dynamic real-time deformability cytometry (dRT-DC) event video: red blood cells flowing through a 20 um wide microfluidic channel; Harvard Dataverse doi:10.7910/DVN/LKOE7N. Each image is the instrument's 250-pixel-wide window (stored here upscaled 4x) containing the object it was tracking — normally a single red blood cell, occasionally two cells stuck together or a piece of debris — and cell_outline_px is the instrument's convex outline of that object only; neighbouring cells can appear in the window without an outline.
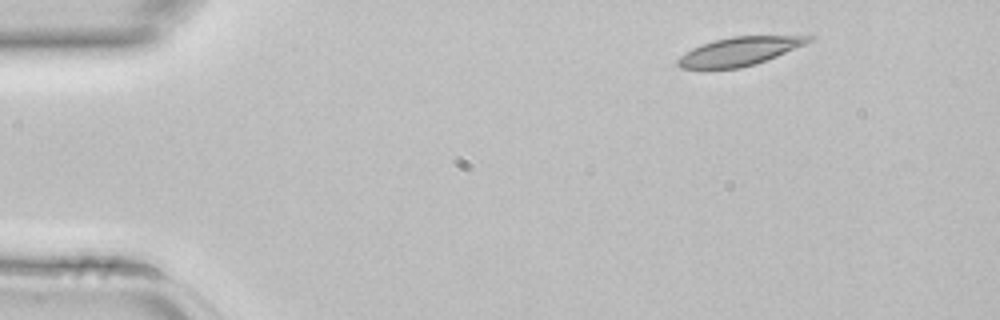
{"species": "common noctule bat (a hibernating species)", "species_latin": "Nyctalus noctula", "temperature_condition": "room temperature", "stored_images_in_passage": 3, "camera_frame_rate_fps": 3000, "um_per_image_px": 0.085, "animal": {"sex": "female", "body_mass_g": 22.7, "forearm_length_mm": 54.2}, "frame": {"image": 1, "passage_image": 1, "time_ms": 0.0, "image_size_px": [1000, 320], "cell_outline_px": [[812, 40], [804, 44], [776, 56], [756, 64], [740, 68], [680, 68], [676, 64], [676, 60], [680, 56], [692, 48], [716, 40], [732, 36], [812, 36]], "centroid_in_image_um": [62.81, 4.37], "position_along_channel_um": 22.2, "area_um2": 21.21}}
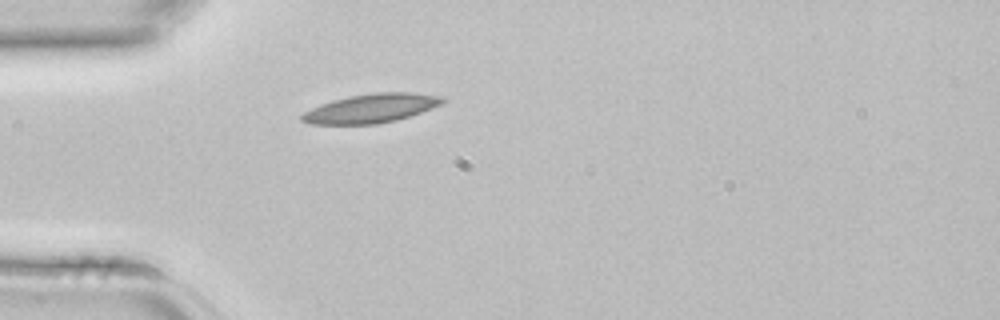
{"frame": {"image": 2, "passage_image": 3, "time_ms": 0.667, "image_size_px": [1000, 320], "cell_outline_px": [[448, 100], [444, 104], [396, 120], [376, 124], [312, 124], [300, 120], [300, 116], [304, 112], [320, 104], [348, 96], [376, 92], [412, 92], [444, 96]], "centroid_in_image_um": [31.59, 9.19], "position_along_channel_um": 53.4, "area_um2": 23.81}}